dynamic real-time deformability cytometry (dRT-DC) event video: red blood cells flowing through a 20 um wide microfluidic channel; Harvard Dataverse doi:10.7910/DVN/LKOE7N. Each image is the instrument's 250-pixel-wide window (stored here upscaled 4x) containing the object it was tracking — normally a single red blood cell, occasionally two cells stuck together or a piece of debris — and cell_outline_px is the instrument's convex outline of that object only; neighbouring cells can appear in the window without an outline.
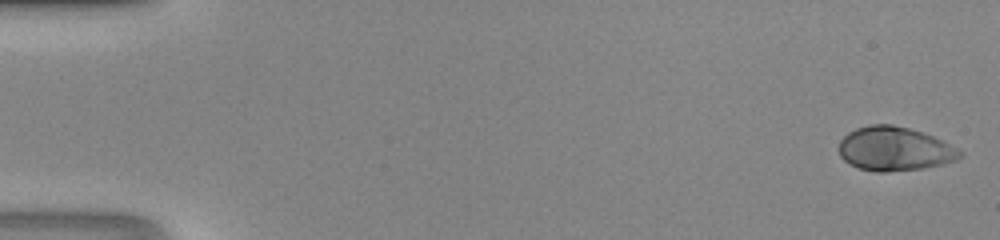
{"species": "human", "species_latin": "Homo sapiens", "temperature_condition": "room temperature", "stored_images_in_passage": 47, "camera_frame_rate_fps": 3000, "um_per_image_px": 0.085, "donor": {"sex": "male"}, "frame": {"image": 1, "passage_image": 1, "time_ms": 0.0, "image_size_px": [1000, 240], "cell_outline_px": [[964, 156], [956, 160], [940, 164], [920, 168], [884, 172], [876, 172], [860, 168], [844, 160], [840, 156], [836, 148], [840, 140], [848, 132], [856, 128], [868, 124], [892, 124], [924, 132], [964, 152]], "centroid_in_image_um": [75.99, 12.64], "position_along_channel_um": 9.0, "area_um2": 30.98}}
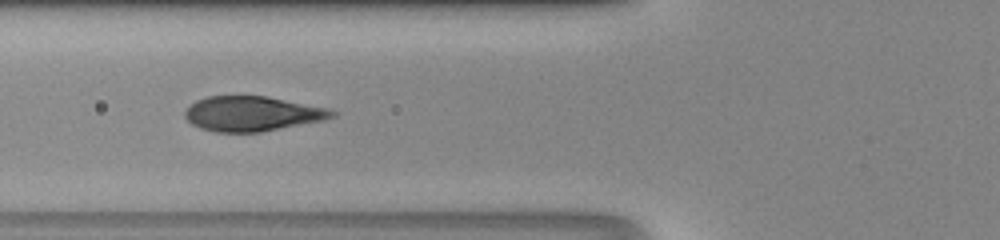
{"frame": {"image": 2, "passage_image": 19, "time_ms": 6.0, "image_size_px": [1000, 240], "cell_outline_px": [[336, 116], [324, 120], [260, 132], [216, 132], [200, 128], [192, 124], [184, 116], [184, 112], [196, 100], [208, 96], [264, 96], [328, 108], [336, 112]], "centroid_in_image_um": [21.43, 9.67], "position_along_channel_um": 104.4, "area_um2": 29.65}}
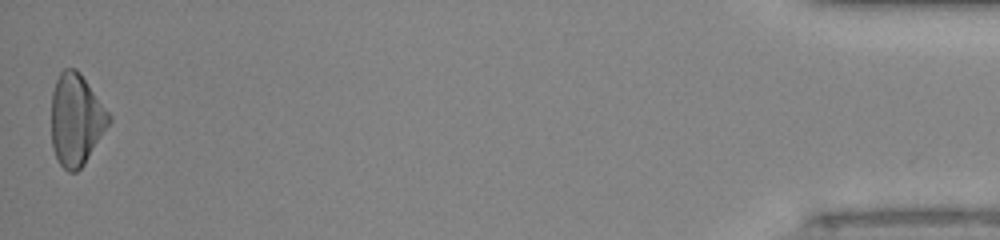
{"frame": {"image": 3, "passage_image": 47, "time_ms": 15.333, "image_size_px": [1000, 240], "cell_outline_px": [[112, 120], [84, 164], [76, 172], [68, 172], [60, 164], [52, 148], [52, 92], [56, 80], [60, 72], [64, 68], [76, 68], [80, 72], [112, 116]], "centroid_in_image_um": [6.48, 10.16], "position_along_channel_um": 428.7, "area_um2": 30.75}}